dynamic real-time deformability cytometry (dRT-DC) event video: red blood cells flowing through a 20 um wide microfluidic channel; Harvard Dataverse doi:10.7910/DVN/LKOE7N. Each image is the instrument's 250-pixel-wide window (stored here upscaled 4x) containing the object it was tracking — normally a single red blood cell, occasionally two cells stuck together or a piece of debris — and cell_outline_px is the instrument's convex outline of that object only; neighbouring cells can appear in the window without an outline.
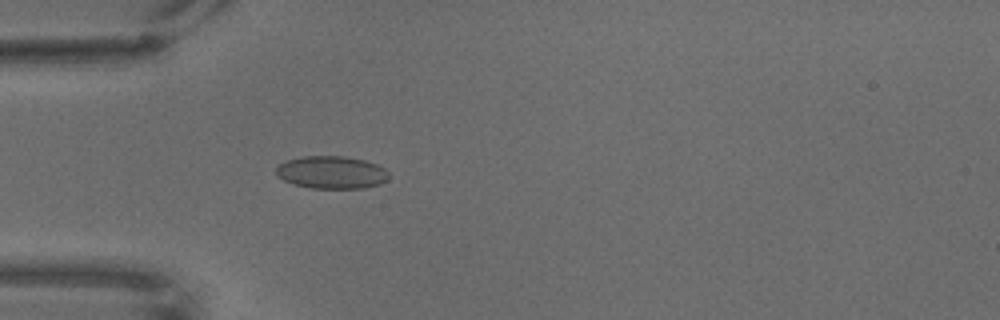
{"species": "common noctule bat (a hibernating species)", "species_latin": "Nyctalus noctula", "temperature_condition": "warm", "stored_images_in_passage": 49, "camera_frame_rate_fps": 3000, "um_per_image_px": 0.085, "animal": {"sex": "male", "body_mass_g": 18.8}, "frame": {"image": 1, "passage_image": 1, "time_ms": 0.0, "image_size_px": [1000, 320], "cell_outline_px": [[388, 180], [380, 184], [364, 188], [312, 188], [292, 184], [276, 176], [276, 168], [280, 164], [288, 160], [304, 156], [344, 156], [364, 160], [376, 164], [384, 168], [388, 172]], "centroid_in_image_um": [28.19, 14.66], "position_along_channel_um": 56.8, "area_um2": 21.44}}
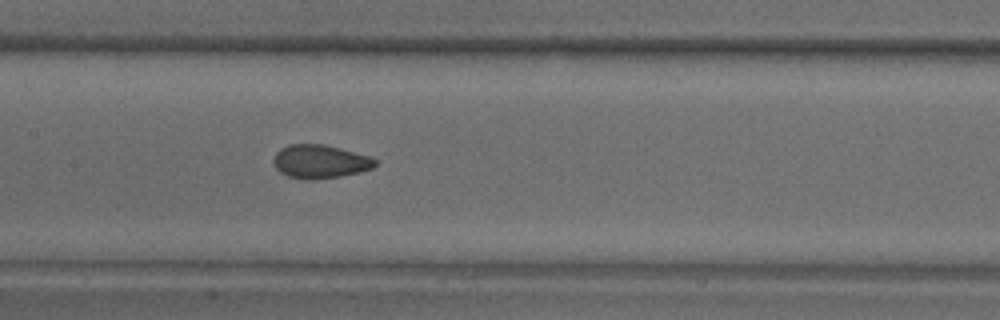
{"frame": {"image": 2, "passage_image": 14, "time_ms": 4.333, "image_size_px": [1000, 320], "cell_outline_px": [[376, 164], [372, 168], [360, 172], [340, 176], [312, 180], [304, 180], [288, 176], [280, 172], [276, 168], [272, 160], [276, 152], [280, 148], [288, 144], [324, 144], [340, 148], [368, 156], [376, 160]], "centroid_in_image_um": [27.16, 13.73], "position_along_channel_um": 180.2, "area_um2": 19.88}}
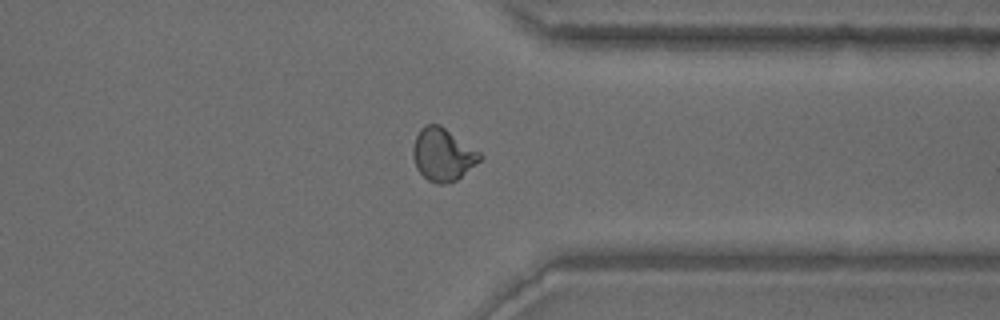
{"frame": {"image": 3, "passage_image": 34, "time_ms": 11.0, "image_size_px": [1000, 320], "cell_outline_px": [[484, 156], [480, 160], [456, 180], [444, 184], [436, 184], [428, 180], [416, 168], [412, 156], [412, 148], [416, 136], [420, 128], [424, 124], [440, 124], [480, 152]], "centroid_in_image_um": [37.61, 13.12], "position_along_channel_um": 373.8, "area_um2": 20.52}}